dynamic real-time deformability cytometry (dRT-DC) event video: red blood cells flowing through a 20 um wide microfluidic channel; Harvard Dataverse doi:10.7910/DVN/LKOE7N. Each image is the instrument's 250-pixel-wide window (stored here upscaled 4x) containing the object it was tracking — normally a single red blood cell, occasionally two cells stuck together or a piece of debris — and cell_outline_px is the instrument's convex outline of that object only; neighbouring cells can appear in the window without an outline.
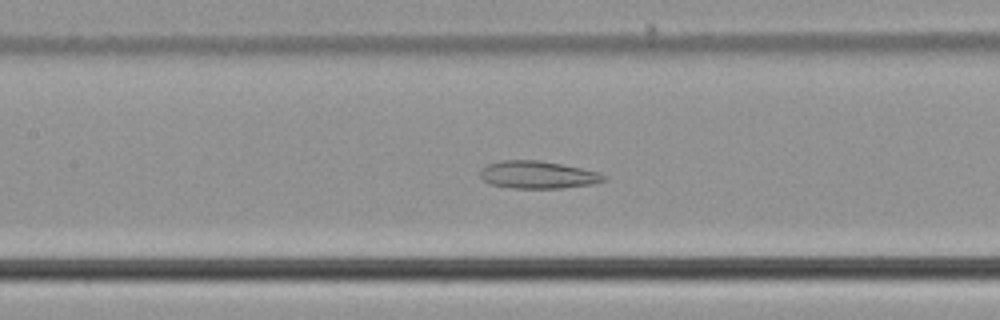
{"species": "common noctule bat (a hibernating species)", "species_latin": "Nyctalus noctula", "temperature_condition": "cold", "stored_images_in_passage": 55, "camera_frame_rate_fps": 3000, "um_per_image_px": 0.085, "animal": {"sex": "male", "body_mass_g": 21.5, "forearm_length_mm": 52.0}, "frame": {"image": 1, "passage_image": 26, "time_ms": 8.333, "image_size_px": [1000, 320], "cell_outline_px": [[608, 180], [592, 184], [564, 188], [512, 188], [488, 184], [480, 176], [480, 168], [488, 164], [500, 160], [540, 160], [600, 172], [608, 176]], "centroid_in_image_um": [45.72, 14.86], "position_along_channel_um": 161.7, "area_um2": 20.06}}
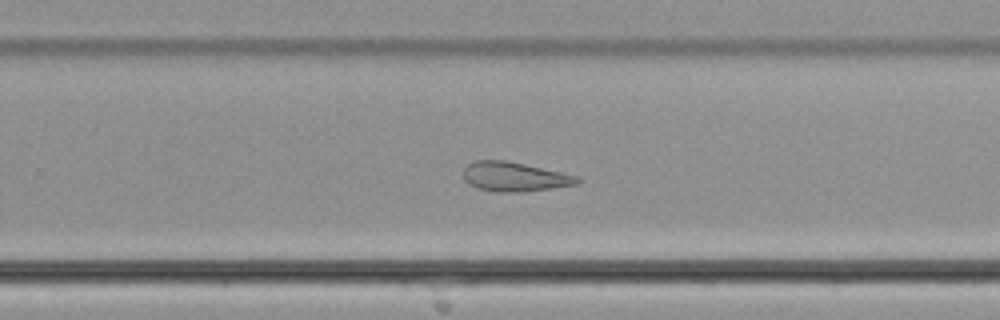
{"frame": {"image": 2, "passage_image": 36, "time_ms": 11.667, "image_size_px": [1000, 320], "cell_outline_px": [[580, 180], [576, 184], [552, 188], [524, 192], [496, 192], [476, 188], [468, 184], [464, 180], [464, 168], [468, 164], [476, 160], [504, 160], [524, 164], [580, 176]], "centroid_in_image_um": [43.71, 15.03], "position_along_channel_um": 286.1, "area_um2": 19.54}}
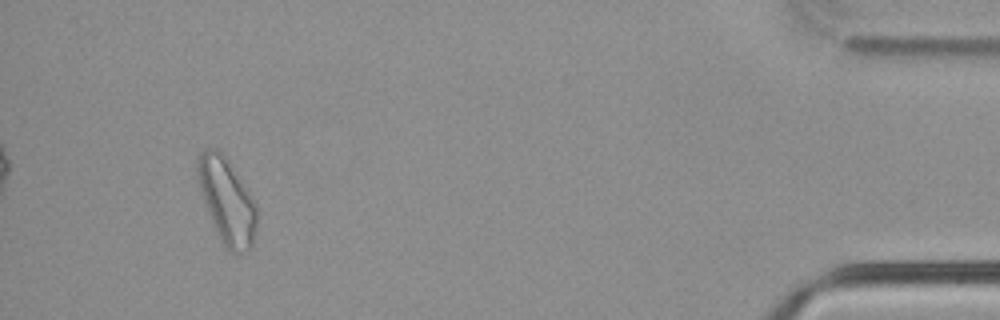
{"frame": {"image": 3, "passage_image": 52, "time_ms": 17.0, "image_size_px": [1000, 320], "cell_outline_px": [[256, 228], [252, 248], [240, 252], [228, 252], [224, 248], [216, 232], [208, 212], [200, 188], [196, 172], [196, 156], [204, 148], [216, 148], [224, 156], [256, 204]], "centroid_in_image_um": [19.25, 17.1], "position_along_channel_um": 415.9, "area_um2": 29.07}, "authors_computed_cell_mechanics": {"area_um2": 24.7962, "velocity_mm_per_s": 3.7394, "shape_relaxation_time_tau1_ms": null, "shape_relaxation_time_tau2_ms": 3.4556, "deformation_change_tau1": null, "deformation_change_tau2": 0.0937}}